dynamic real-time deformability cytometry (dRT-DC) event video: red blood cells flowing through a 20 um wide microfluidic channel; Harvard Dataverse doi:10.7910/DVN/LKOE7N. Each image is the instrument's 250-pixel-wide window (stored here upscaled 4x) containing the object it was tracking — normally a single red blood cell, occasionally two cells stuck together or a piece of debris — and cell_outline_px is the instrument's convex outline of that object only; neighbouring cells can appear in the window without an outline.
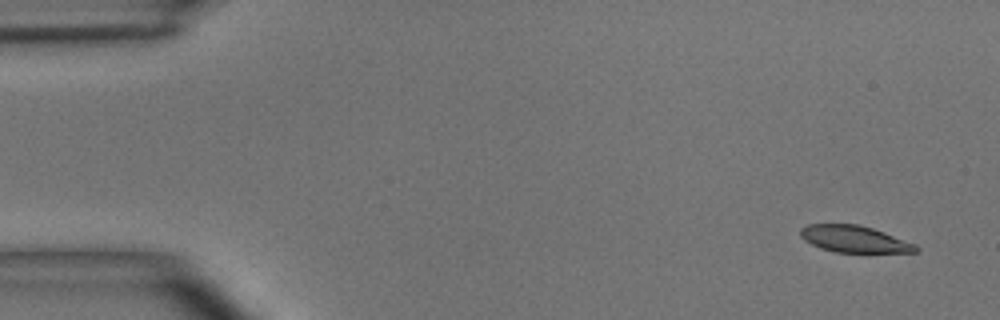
{"species": "common noctule bat (a hibernating species)", "species_latin": "Nyctalus noctula", "temperature_condition": "room temperature", "stored_images_in_passage": 5, "camera_frame_rate_fps": 3000, "um_per_image_px": 0.085, "animal": {"sex": "male", "body_mass_g": 15.6}, "frame": {"image": 1, "passage_image": 1, "time_ms": 0.0, "image_size_px": [1000, 320], "cell_outline_px": [[920, 252], [836, 252], [820, 248], [804, 240], [800, 236], [800, 228], [808, 224], [860, 224], [884, 232], [916, 244], [920, 248]], "centroid_in_image_um": [72.62, 20.31], "position_along_channel_um": 12.4, "area_um2": 18.03}}
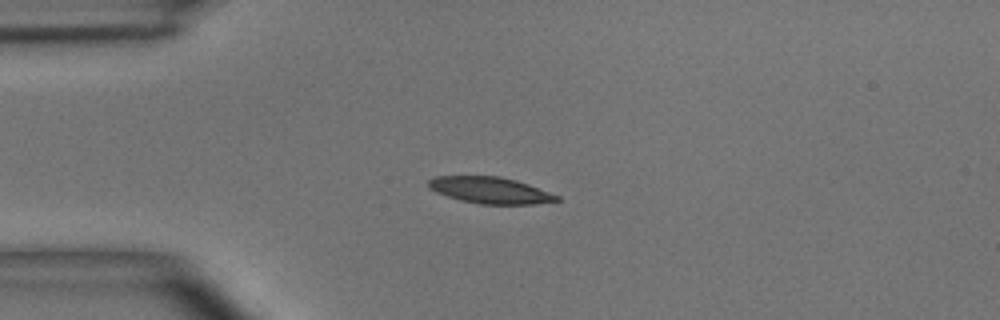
{"frame": {"image": 2, "passage_image": 4, "time_ms": 3.333, "image_size_px": [1000, 320], "cell_outline_px": [[560, 200], [536, 204], [480, 204], [460, 200], [436, 192], [428, 188], [428, 180], [436, 176], [500, 176], [516, 180], [528, 184], [560, 196]], "centroid_in_image_um": [41.66, 16.17], "position_along_channel_um": 43.3, "area_um2": 19.77}}
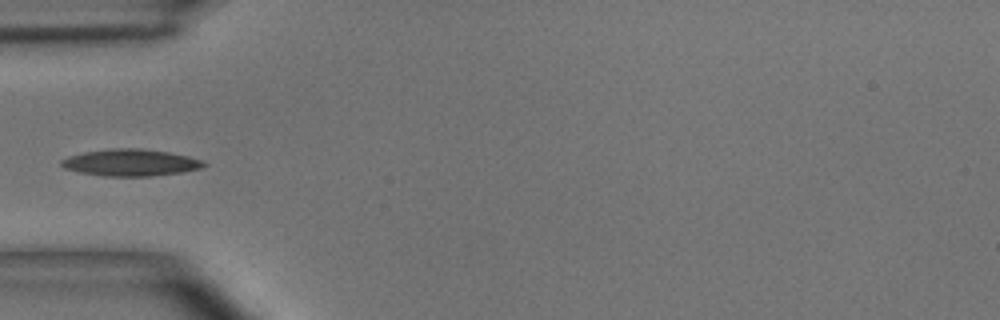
{"frame": {"image": 3, "passage_image": 5, "time_ms": 4.667, "image_size_px": [1000, 320], "cell_outline_px": [[208, 164], [200, 168], [184, 172], [152, 176], [104, 176], [80, 172], [64, 168], [60, 164], [60, 160], [68, 156], [84, 152], [112, 148], [140, 148], [168, 152], [188, 156], [200, 160]], "centroid_in_image_um": [11.09, 13.82], "position_along_channel_um": 73.9, "area_um2": 22.25}}